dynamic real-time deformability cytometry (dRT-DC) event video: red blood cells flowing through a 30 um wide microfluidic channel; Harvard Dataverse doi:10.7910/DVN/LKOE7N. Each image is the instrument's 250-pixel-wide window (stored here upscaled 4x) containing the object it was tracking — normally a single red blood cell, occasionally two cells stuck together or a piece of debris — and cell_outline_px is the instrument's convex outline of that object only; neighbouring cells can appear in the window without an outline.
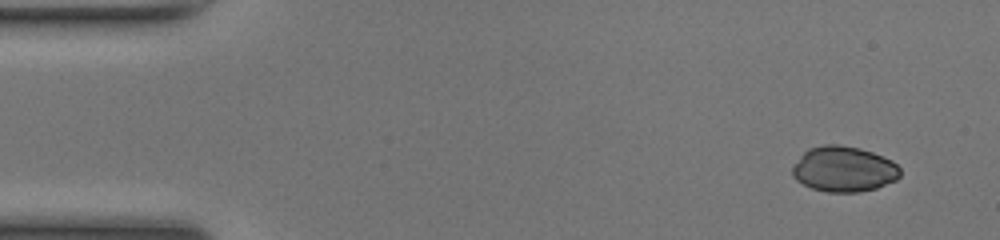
{"species": "common noctule bat (a hibernating species)", "species_latin": "Nyctalus noctula", "temperature_condition": "room temperature", "stored_images_in_passage": 47, "camera_frame_rate_fps": 3000, "um_per_image_px": 0.085, "animal": {"sex": "female", "body_mass_g": 17.0, "forearm_length_mm": 48.0}, "frame": {"image": 1, "passage_image": 1, "time_ms": 0.0, "image_size_px": [1000, 240], "cell_outline_px": [[900, 176], [896, 180], [876, 188], [860, 192], [828, 192], [812, 188], [796, 180], [792, 176], [792, 168], [800, 156], [808, 148], [824, 144], [840, 144], [860, 148], [872, 152], [892, 160], [900, 168]], "centroid_in_image_um": [71.72, 14.37], "position_along_channel_um": 13.3, "area_um2": 28.67}}
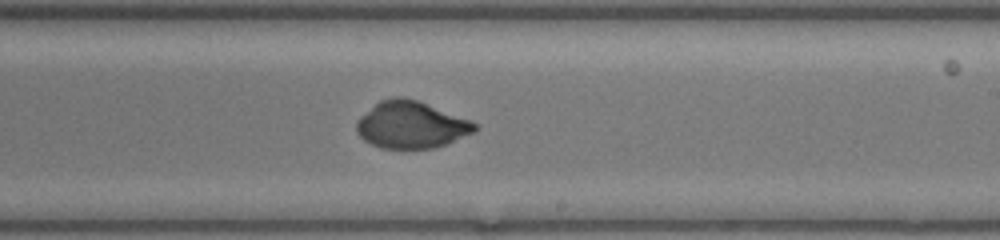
{"frame": {"image": 2, "passage_image": 27, "time_ms": 8.667, "image_size_px": [1000, 240], "cell_outline_px": [[476, 132], [444, 144], [432, 148], [380, 148], [364, 140], [356, 132], [356, 120], [360, 116], [380, 100], [396, 96], [400, 96], [416, 100], [468, 120], [476, 124]], "centroid_in_image_um": [34.89, 10.61], "position_along_channel_um": 254.1, "area_um2": 31.85}}
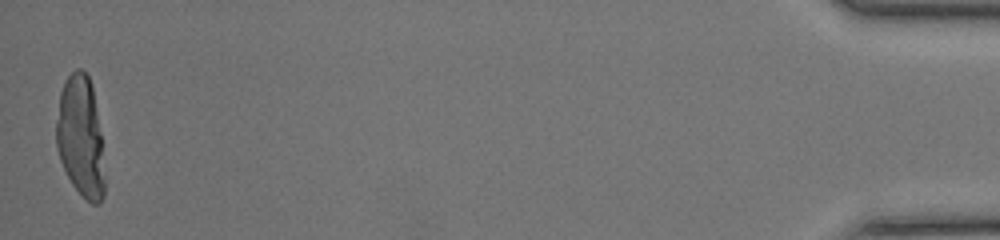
{"frame": {"image": 3, "passage_image": 47, "time_ms": 15.333, "image_size_px": [1000, 240], "cell_outline_px": [[104, 196], [100, 204], [92, 204], [72, 184], [60, 160], [56, 148], [56, 120], [60, 92], [68, 76], [76, 68], [80, 68], [88, 76], [92, 84], [100, 136], [104, 176]], "centroid_in_image_um": [6.83, 11.63], "position_along_channel_um": 428.4, "area_um2": 33.58}}